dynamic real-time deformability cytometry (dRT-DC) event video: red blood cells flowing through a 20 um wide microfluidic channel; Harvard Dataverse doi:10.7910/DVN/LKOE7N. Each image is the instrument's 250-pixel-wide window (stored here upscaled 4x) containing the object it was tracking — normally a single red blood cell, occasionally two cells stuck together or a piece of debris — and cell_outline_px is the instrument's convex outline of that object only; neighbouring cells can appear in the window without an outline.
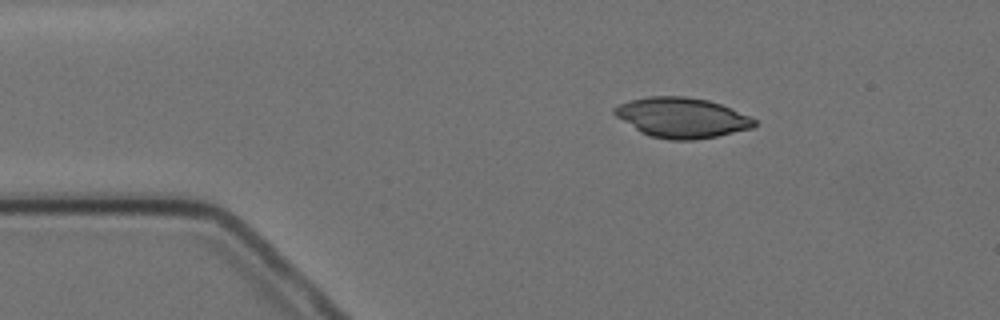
{"species": "Egyptian fruit bat (a non-hibernating species)", "species_latin": "Rousettus aegyptiacus", "temperature_condition": "cold", "stored_images_in_passage": 6, "camera_frame_rate_fps": 3000, "um_per_image_px": 0.085, "animal": {"sex": "female"}, "frame": {"image": 1, "passage_image": 3, "time_ms": 2.333, "image_size_px": [1000, 320], "cell_outline_px": [[756, 124], [752, 128], [716, 136], [692, 140], [668, 140], [652, 136], [640, 132], [616, 116], [612, 112], [612, 108], [620, 104], [632, 100], [648, 96], [688, 96], [708, 100], [720, 104], [748, 116], [756, 120]], "centroid_in_image_um": [57.93, 10.0], "position_along_channel_um": 27.1, "area_um2": 32.43}}
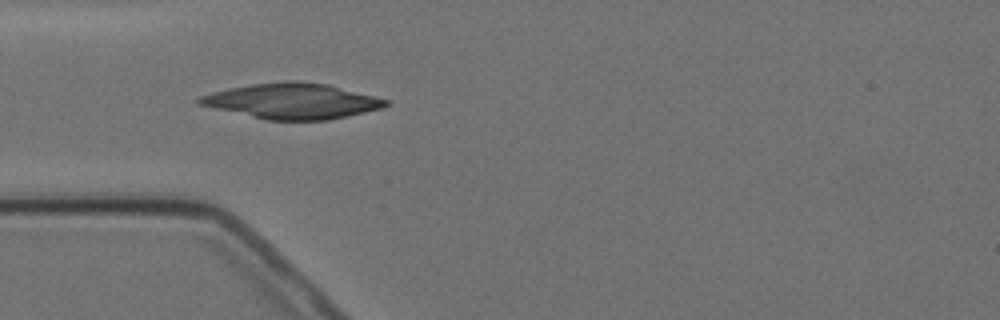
{"frame": {"image": 2, "passage_image": 5, "time_ms": 4.667, "image_size_px": [1000, 320], "cell_outline_px": [[392, 104], [384, 108], [348, 116], [328, 120], [264, 120], [196, 104], [196, 100], [200, 96], [212, 92], [228, 88], [252, 84], [284, 80], [296, 80], [328, 84], [388, 100]], "centroid_in_image_um": [24.83, 8.59], "position_along_channel_um": 60.2, "area_um2": 38.84}}
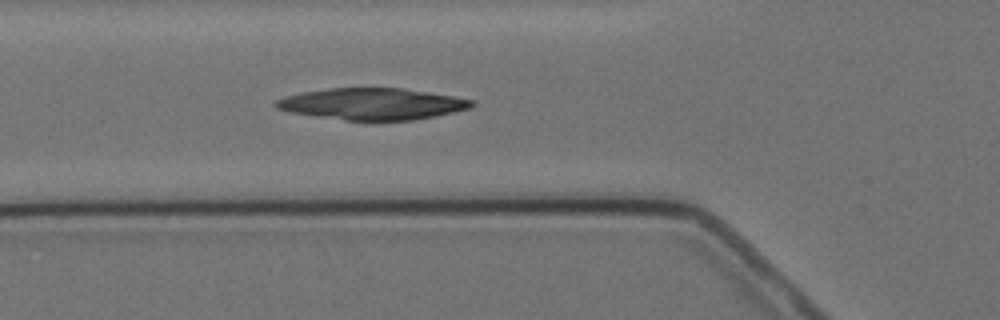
{"frame": {"image": 3, "passage_image": 6, "time_ms": 5.667, "image_size_px": [1000, 320], "cell_outline_px": [[476, 104], [472, 108], [436, 116], [412, 120], [344, 120], [292, 112], [276, 108], [272, 104], [276, 100], [284, 96], [300, 92], [328, 88], [404, 88], [476, 100]], "centroid_in_image_um": [31.66, 8.82], "position_along_channel_um": 94.1, "area_um2": 36.07}}